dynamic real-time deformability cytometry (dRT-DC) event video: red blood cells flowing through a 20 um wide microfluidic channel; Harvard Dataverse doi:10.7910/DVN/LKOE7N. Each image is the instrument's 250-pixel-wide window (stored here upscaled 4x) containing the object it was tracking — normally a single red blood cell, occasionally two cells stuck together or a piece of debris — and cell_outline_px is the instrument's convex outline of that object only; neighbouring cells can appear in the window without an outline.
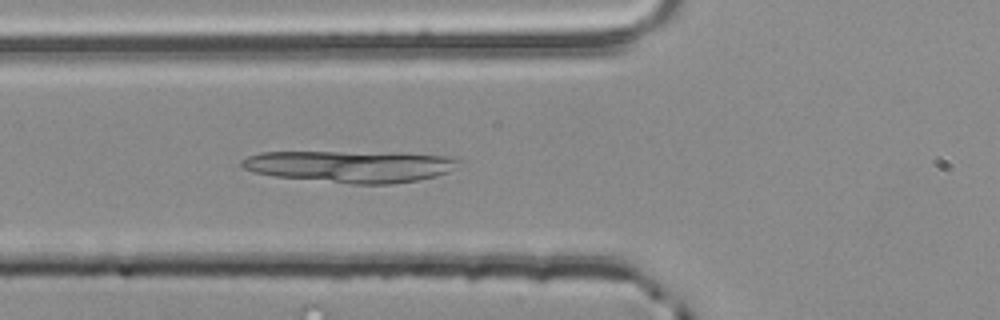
{"species": "common noctule bat (a hibernating species)", "species_latin": "Nyctalus noctula", "temperature_condition": "room temperature", "stored_images_in_passage": 40, "camera_frame_rate_fps": 3000, "um_per_image_px": 0.085, "animal": {"sex": "male", "body_mass_g": 20.4}, "frame": {"image": 1, "passage_image": 6, "time_ms": 1.667, "image_size_px": [1000, 320], "cell_outline_px": [[460, 160], [448, 172], [436, 176], [416, 180], [392, 184], [352, 184], [272, 176], [240, 168], [240, 160], [248, 156], [260, 152], [400, 152], [452, 156]], "centroid_in_image_um": [29.77, 14.13], "position_along_channel_um": 96.0, "area_um2": 40.52}}
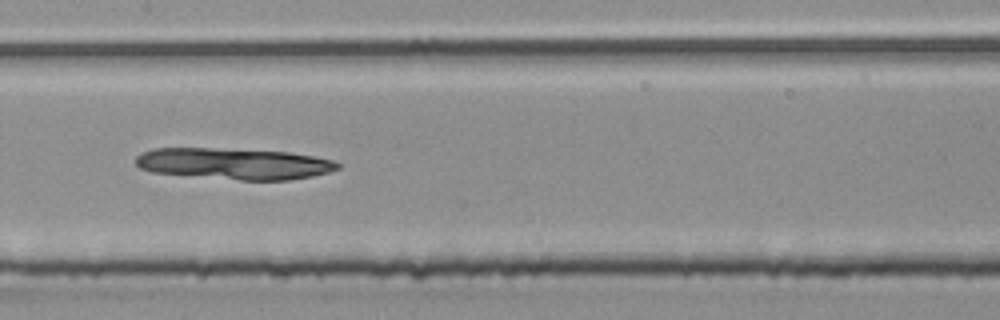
{"frame": {"image": 2, "passage_image": 13, "time_ms": 4.0, "image_size_px": [1000, 320], "cell_outline_px": [[340, 168], [328, 172], [312, 176], [288, 180], [240, 180], [152, 172], [140, 168], [136, 164], [136, 156], [144, 152], [156, 148], [212, 148], [288, 152], [336, 160], [340, 164]], "centroid_in_image_um": [19.92, 13.91], "position_along_channel_um": 187.5, "area_um2": 36.65}}
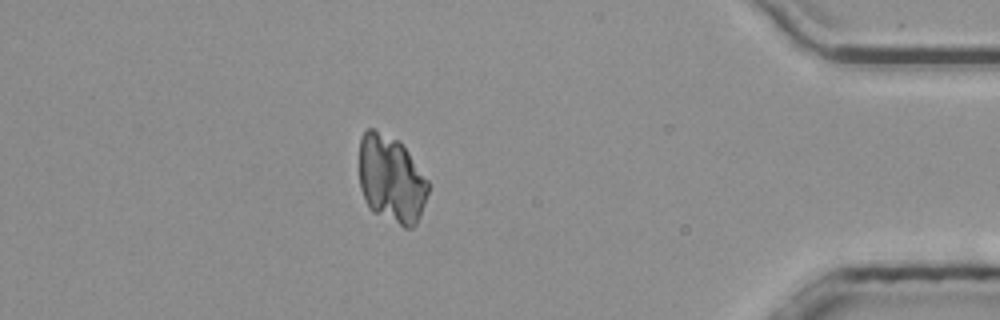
{"frame": {"image": 3, "passage_image": 33, "time_ms": 10.667, "image_size_px": [1000, 320], "cell_outline_px": [[428, 192], [420, 216], [416, 224], [412, 228], [404, 228], [372, 212], [368, 208], [364, 200], [360, 188], [360, 136], [368, 128], [372, 128], [396, 140], [408, 152], [428, 180]], "centroid_in_image_um": [33.24, 15.28], "position_along_channel_um": 402.0, "area_um2": 35.08}}